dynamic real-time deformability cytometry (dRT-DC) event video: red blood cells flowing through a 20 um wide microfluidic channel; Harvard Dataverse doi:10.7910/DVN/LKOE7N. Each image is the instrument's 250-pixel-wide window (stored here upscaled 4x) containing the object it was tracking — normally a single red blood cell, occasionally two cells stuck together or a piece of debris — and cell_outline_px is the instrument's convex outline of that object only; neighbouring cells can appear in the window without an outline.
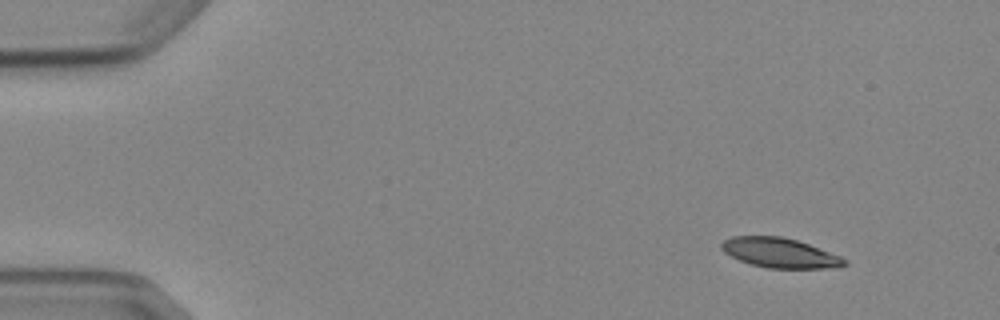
{"species": "Egyptian fruit bat (a non-hibernating species)", "species_latin": "Rousettus aegyptiacus", "temperature_condition": "cold", "stored_images_in_passage": 4, "camera_frame_rate_fps": 3000, "um_per_image_px": 0.085, "animal": {"sex": "female"}, "frame": {"image": 1, "passage_image": 1, "time_ms": 0.0, "image_size_px": [1000, 320], "cell_outline_px": [[848, 264], [824, 268], [768, 268], [752, 264], [740, 260], [724, 252], [720, 248], [720, 244], [724, 240], [732, 236], [780, 236], [796, 240], [808, 244], [840, 256], [848, 260]], "centroid_in_image_um": [66.26, 21.48], "position_along_channel_um": 18.7, "area_um2": 21.04}}
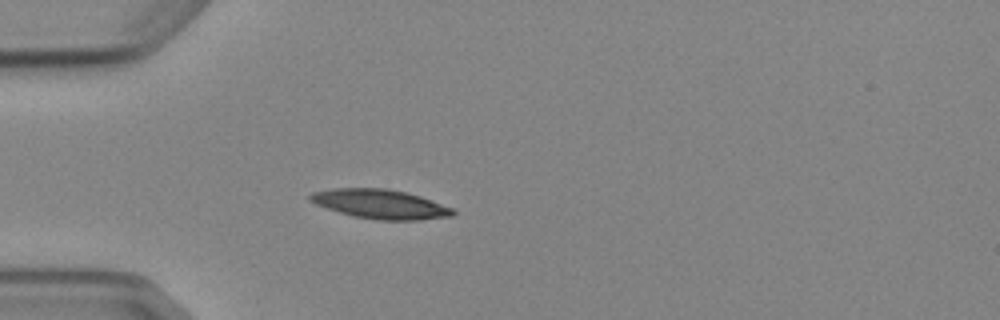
{"frame": {"image": 2, "passage_image": 4, "time_ms": 3.333, "image_size_px": [1000, 320], "cell_outline_px": [[456, 212], [452, 216], [420, 220], [380, 220], [352, 216], [316, 204], [308, 200], [308, 196], [312, 192], [332, 188], [388, 188], [408, 192], [420, 196], [452, 208]], "centroid_in_image_um": [32.32, 17.34], "position_along_channel_um": 52.7, "area_um2": 24.39}}